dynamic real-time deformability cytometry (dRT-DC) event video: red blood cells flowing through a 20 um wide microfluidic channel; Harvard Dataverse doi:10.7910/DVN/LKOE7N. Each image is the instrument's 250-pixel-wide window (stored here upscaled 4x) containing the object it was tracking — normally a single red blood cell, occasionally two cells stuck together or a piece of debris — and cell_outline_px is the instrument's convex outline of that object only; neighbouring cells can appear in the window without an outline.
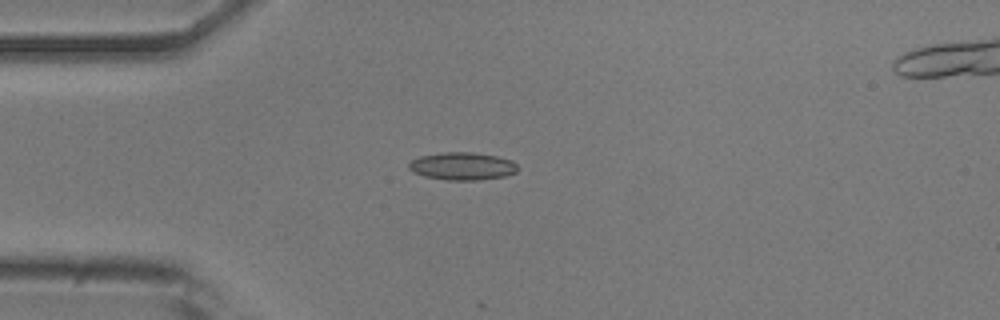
{"species": "common noctule bat (a hibernating species)", "species_latin": "Nyctalus noctula", "temperature_condition": "room temperature", "stored_images_in_passage": 16, "camera_frame_rate_fps": 3000, "um_per_image_px": 0.085, "animal": {"sex": "male", "body_mass_g": 20.5, "forearm_length_mm": 52.5}, "frame": {"image": 1, "passage_image": 13, "time_ms": 4.0, "image_size_px": [1000, 320], "cell_outline_px": [[516, 172], [504, 176], [480, 180], [448, 180], [424, 176], [412, 172], [408, 168], [408, 164], [412, 160], [420, 156], [444, 152], [472, 152], [496, 156], [512, 160], [516, 164]], "centroid_in_image_um": [39.27, 14.12], "position_along_channel_um": 45.7, "area_um2": 17.51}}